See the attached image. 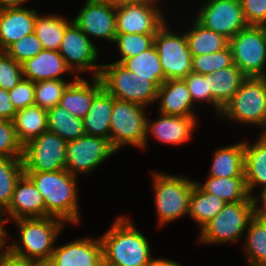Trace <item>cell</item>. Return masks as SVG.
Listing matches in <instances>:
<instances>
[{
	"label": "cell",
	"mask_w": 266,
	"mask_h": 266,
	"mask_svg": "<svg viewBox=\"0 0 266 266\" xmlns=\"http://www.w3.org/2000/svg\"><path fill=\"white\" fill-rule=\"evenodd\" d=\"M92 39H89L81 29L72 22L62 38L59 54L75 77L84 72H92V77H99L102 64H96L99 50ZM79 73V74H78Z\"/></svg>",
	"instance_id": "4fadbf2b"
},
{
	"label": "cell",
	"mask_w": 266,
	"mask_h": 266,
	"mask_svg": "<svg viewBox=\"0 0 266 266\" xmlns=\"http://www.w3.org/2000/svg\"><path fill=\"white\" fill-rule=\"evenodd\" d=\"M204 3L194 18L205 28L230 40L248 26L240 0H208Z\"/></svg>",
	"instance_id": "5bb4252c"
},
{
	"label": "cell",
	"mask_w": 266,
	"mask_h": 266,
	"mask_svg": "<svg viewBox=\"0 0 266 266\" xmlns=\"http://www.w3.org/2000/svg\"><path fill=\"white\" fill-rule=\"evenodd\" d=\"M17 110L12 104L9 93L0 87V119L12 121Z\"/></svg>",
	"instance_id": "bcb514c9"
},
{
	"label": "cell",
	"mask_w": 266,
	"mask_h": 266,
	"mask_svg": "<svg viewBox=\"0 0 266 266\" xmlns=\"http://www.w3.org/2000/svg\"><path fill=\"white\" fill-rule=\"evenodd\" d=\"M151 266H183V265L170 259L158 257V259Z\"/></svg>",
	"instance_id": "816d5d0a"
},
{
	"label": "cell",
	"mask_w": 266,
	"mask_h": 266,
	"mask_svg": "<svg viewBox=\"0 0 266 266\" xmlns=\"http://www.w3.org/2000/svg\"><path fill=\"white\" fill-rule=\"evenodd\" d=\"M42 50L41 41L33 32L12 44L5 52L16 62L22 64L26 60L36 56Z\"/></svg>",
	"instance_id": "60d3db41"
},
{
	"label": "cell",
	"mask_w": 266,
	"mask_h": 266,
	"mask_svg": "<svg viewBox=\"0 0 266 266\" xmlns=\"http://www.w3.org/2000/svg\"><path fill=\"white\" fill-rule=\"evenodd\" d=\"M146 126V106L113 97L109 140L117 151L127 145L143 149Z\"/></svg>",
	"instance_id": "ba28073f"
},
{
	"label": "cell",
	"mask_w": 266,
	"mask_h": 266,
	"mask_svg": "<svg viewBox=\"0 0 266 266\" xmlns=\"http://www.w3.org/2000/svg\"><path fill=\"white\" fill-rule=\"evenodd\" d=\"M252 217L253 205L250 196L242 202L226 203L213 219L199 229L197 242L204 245L237 242L244 235Z\"/></svg>",
	"instance_id": "52a82bcc"
},
{
	"label": "cell",
	"mask_w": 266,
	"mask_h": 266,
	"mask_svg": "<svg viewBox=\"0 0 266 266\" xmlns=\"http://www.w3.org/2000/svg\"><path fill=\"white\" fill-rule=\"evenodd\" d=\"M247 76L233 63L231 66L208 74V85L212 94V107L220 115Z\"/></svg>",
	"instance_id": "cb8c5ba5"
},
{
	"label": "cell",
	"mask_w": 266,
	"mask_h": 266,
	"mask_svg": "<svg viewBox=\"0 0 266 266\" xmlns=\"http://www.w3.org/2000/svg\"><path fill=\"white\" fill-rule=\"evenodd\" d=\"M158 119L149 121L147 118L145 147L148 138L168 145H182L192 139V132L197 127L198 116H174L158 113Z\"/></svg>",
	"instance_id": "ac0fdd59"
},
{
	"label": "cell",
	"mask_w": 266,
	"mask_h": 266,
	"mask_svg": "<svg viewBox=\"0 0 266 266\" xmlns=\"http://www.w3.org/2000/svg\"><path fill=\"white\" fill-rule=\"evenodd\" d=\"M248 25L266 26V0H240Z\"/></svg>",
	"instance_id": "f6af8a7d"
},
{
	"label": "cell",
	"mask_w": 266,
	"mask_h": 266,
	"mask_svg": "<svg viewBox=\"0 0 266 266\" xmlns=\"http://www.w3.org/2000/svg\"><path fill=\"white\" fill-rule=\"evenodd\" d=\"M24 173L22 158H0V208L6 210L15 184Z\"/></svg>",
	"instance_id": "d590c367"
},
{
	"label": "cell",
	"mask_w": 266,
	"mask_h": 266,
	"mask_svg": "<svg viewBox=\"0 0 266 266\" xmlns=\"http://www.w3.org/2000/svg\"><path fill=\"white\" fill-rule=\"evenodd\" d=\"M233 63L247 77H266V26L248 25L229 40Z\"/></svg>",
	"instance_id": "9c48e42d"
},
{
	"label": "cell",
	"mask_w": 266,
	"mask_h": 266,
	"mask_svg": "<svg viewBox=\"0 0 266 266\" xmlns=\"http://www.w3.org/2000/svg\"><path fill=\"white\" fill-rule=\"evenodd\" d=\"M5 214V210L0 208V251L6 250V248H8V246L5 247V245L7 244V237H10L9 233L6 232V228H4L5 224L9 222ZM2 215H5V217L3 218Z\"/></svg>",
	"instance_id": "681fc988"
},
{
	"label": "cell",
	"mask_w": 266,
	"mask_h": 266,
	"mask_svg": "<svg viewBox=\"0 0 266 266\" xmlns=\"http://www.w3.org/2000/svg\"><path fill=\"white\" fill-rule=\"evenodd\" d=\"M167 24L166 22L154 37V46L164 71V82L183 79L192 73L193 60L185 32L174 33Z\"/></svg>",
	"instance_id": "30bf717a"
},
{
	"label": "cell",
	"mask_w": 266,
	"mask_h": 266,
	"mask_svg": "<svg viewBox=\"0 0 266 266\" xmlns=\"http://www.w3.org/2000/svg\"><path fill=\"white\" fill-rule=\"evenodd\" d=\"M42 194L46 217L53 216L72 225L80 219L77 178L66 169L57 171H24Z\"/></svg>",
	"instance_id": "7a4b0ae2"
},
{
	"label": "cell",
	"mask_w": 266,
	"mask_h": 266,
	"mask_svg": "<svg viewBox=\"0 0 266 266\" xmlns=\"http://www.w3.org/2000/svg\"><path fill=\"white\" fill-rule=\"evenodd\" d=\"M208 176L244 177V141L214 151Z\"/></svg>",
	"instance_id": "4316f807"
},
{
	"label": "cell",
	"mask_w": 266,
	"mask_h": 266,
	"mask_svg": "<svg viewBox=\"0 0 266 266\" xmlns=\"http://www.w3.org/2000/svg\"><path fill=\"white\" fill-rule=\"evenodd\" d=\"M67 142L46 131L23 146L24 171H57L66 168Z\"/></svg>",
	"instance_id": "8fae6325"
},
{
	"label": "cell",
	"mask_w": 266,
	"mask_h": 266,
	"mask_svg": "<svg viewBox=\"0 0 266 266\" xmlns=\"http://www.w3.org/2000/svg\"><path fill=\"white\" fill-rule=\"evenodd\" d=\"M190 92L193 103L208 102L212 105V94L208 85V74L189 73L183 78Z\"/></svg>",
	"instance_id": "ee69618b"
},
{
	"label": "cell",
	"mask_w": 266,
	"mask_h": 266,
	"mask_svg": "<svg viewBox=\"0 0 266 266\" xmlns=\"http://www.w3.org/2000/svg\"><path fill=\"white\" fill-rule=\"evenodd\" d=\"M8 93L16 110L24 109L35 104V82L29 79L22 78Z\"/></svg>",
	"instance_id": "7bdbcfd3"
},
{
	"label": "cell",
	"mask_w": 266,
	"mask_h": 266,
	"mask_svg": "<svg viewBox=\"0 0 266 266\" xmlns=\"http://www.w3.org/2000/svg\"><path fill=\"white\" fill-rule=\"evenodd\" d=\"M37 10L26 7L0 9V44L6 51L22 37L34 32Z\"/></svg>",
	"instance_id": "ffe728a7"
},
{
	"label": "cell",
	"mask_w": 266,
	"mask_h": 266,
	"mask_svg": "<svg viewBox=\"0 0 266 266\" xmlns=\"http://www.w3.org/2000/svg\"><path fill=\"white\" fill-rule=\"evenodd\" d=\"M99 78L103 89L117 100L134 102L146 107L156 102L158 88L119 62L102 64Z\"/></svg>",
	"instance_id": "8992f818"
},
{
	"label": "cell",
	"mask_w": 266,
	"mask_h": 266,
	"mask_svg": "<svg viewBox=\"0 0 266 266\" xmlns=\"http://www.w3.org/2000/svg\"><path fill=\"white\" fill-rule=\"evenodd\" d=\"M92 82L83 77H75L64 90L59 104L71 115L84 118L88 113L92 100L103 89L99 77H92Z\"/></svg>",
	"instance_id": "7402d4cb"
},
{
	"label": "cell",
	"mask_w": 266,
	"mask_h": 266,
	"mask_svg": "<svg viewBox=\"0 0 266 266\" xmlns=\"http://www.w3.org/2000/svg\"><path fill=\"white\" fill-rule=\"evenodd\" d=\"M0 266H37L35 263L12 254L8 249L0 251Z\"/></svg>",
	"instance_id": "7dc6e473"
},
{
	"label": "cell",
	"mask_w": 266,
	"mask_h": 266,
	"mask_svg": "<svg viewBox=\"0 0 266 266\" xmlns=\"http://www.w3.org/2000/svg\"><path fill=\"white\" fill-rule=\"evenodd\" d=\"M98 266H111V265H108V264H106V263H104V262L102 261Z\"/></svg>",
	"instance_id": "9f6ffc18"
},
{
	"label": "cell",
	"mask_w": 266,
	"mask_h": 266,
	"mask_svg": "<svg viewBox=\"0 0 266 266\" xmlns=\"http://www.w3.org/2000/svg\"><path fill=\"white\" fill-rule=\"evenodd\" d=\"M19 232V242L8 244V250L36 265H46L53 254L55 243L65 222L59 218L33 217L13 220Z\"/></svg>",
	"instance_id": "3957f363"
},
{
	"label": "cell",
	"mask_w": 266,
	"mask_h": 266,
	"mask_svg": "<svg viewBox=\"0 0 266 266\" xmlns=\"http://www.w3.org/2000/svg\"><path fill=\"white\" fill-rule=\"evenodd\" d=\"M30 0H0V9L24 7V4Z\"/></svg>",
	"instance_id": "f907efd6"
},
{
	"label": "cell",
	"mask_w": 266,
	"mask_h": 266,
	"mask_svg": "<svg viewBox=\"0 0 266 266\" xmlns=\"http://www.w3.org/2000/svg\"><path fill=\"white\" fill-rule=\"evenodd\" d=\"M23 78L22 66L6 52L0 57V87L12 90Z\"/></svg>",
	"instance_id": "b9f144b4"
},
{
	"label": "cell",
	"mask_w": 266,
	"mask_h": 266,
	"mask_svg": "<svg viewBox=\"0 0 266 266\" xmlns=\"http://www.w3.org/2000/svg\"><path fill=\"white\" fill-rule=\"evenodd\" d=\"M243 247L248 266H266V221L252 217Z\"/></svg>",
	"instance_id": "e575fe53"
},
{
	"label": "cell",
	"mask_w": 266,
	"mask_h": 266,
	"mask_svg": "<svg viewBox=\"0 0 266 266\" xmlns=\"http://www.w3.org/2000/svg\"><path fill=\"white\" fill-rule=\"evenodd\" d=\"M207 179L204 183L197 181L195 183L204 192L216 195L226 203L242 202L249 197L245 177L207 176Z\"/></svg>",
	"instance_id": "f546056e"
},
{
	"label": "cell",
	"mask_w": 266,
	"mask_h": 266,
	"mask_svg": "<svg viewBox=\"0 0 266 266\" xmlns=\"http://www.w3.org/2000/svg\"><path fill=\"white\" fill-rule=\"evenodd\" d=\"M158 113L195 116L193 100L183 79L166 80L157 90Z\"/></svg>",
	"instance_id": "44dd1931"
},
{
	"label": "cell",
	"mask_w": 266,
	"mask_h": 266,
	"mask_svg": "<svg viewBox=\"0 0 266 266\" xmlns=\"http://www.w3.org/2000/svg\"><path fill=\"white\" fill-rule=\"evenodd\" d=\"M72 22L59 14H47L46 16L44 14L42 16L37 13L34 33L41 41L43 49L59 51L66 28Z\"/></svg>",
	"instance_id": "1f68e13d"
},
{
	"label": "cell",
	"mask_w": 266,
	"mask_h": 266,
	"mask_svg": "<svg viewBox=\"0 0 266 266\" xmlns=\"http://www.w3.org/2000/svg\"><path fill=\"white\" fill-rule=\"evenodd\" d=\"M116 152L110 140L85 134L67 142L65 169L76 177L89 174Z\"/></svg>",
	"instance_id": "7c38bea8"
},
{
	"label": "cell",
	"mask_w": 266,
	"mask_h": 266,
	"mask_svg": "<svg viewBox=\"0 0 266 266\" xmlns=\"http://www.w3.org/2000/svg\"><path fill=\"white\" fill-rule=\"evenodd\" d=\"M244 177L249 196L258 185L266 190V134H260L253 144L244 141Z\"/></svg>",
	"instance_id": "d4e9b609"
},
{
	"label": "cell",
	"mask_w": 266,
	"mask_h": 266,
	"mask_svg": "<svg viewBox=\"0 0 266 266\" xmlns=\"http://www.w3.org/2000/svg\"><path fill=\"white\" fill-rule=\"evenodd\" d=\"M5 212L9 222L20 218L46 217L42 194L26 174L23 173L17 180Z\"/></svg>",
	"instance_id": "d6986e66"
},
{
	"label": "cell",
	"mask_w": 266,
	"mask_h": 266,
	"mask_svg": "<svg viewBox=\"0 0 266 266\" xmlns=\"http://www.w3.org/2000/svg\"><path fill=\"white\" fill-rule=\"evenodd\" d=\"M131 1L151 3V4H159L161 0H130V2Z\"/></svg>",
	"instance_id": "db71d44e"
},
{
	"label": "cell",
	"mask_w": 266,
	"mask_h": 266,
	"mask_svg": "<svg viewBox=\"0 0 266 266\" xmlns=\"http://www.w3.org/2000/svg\"><path fill=\"white\" fill-rule=\"evenodd\" d=\"M113 96L102 89L92 100L90 109L83 118L86 135L110 138V122Z\"/></svg>",
	"instance_id": "484cf974"
},
{
	"label": "cell",
	"mask_w": 266,
	"mask_h": 266,
	"mask_svg": "<svg viewBox=\"0 0 266 266\" xmlns=\"http://www.w3.org/2000/svg\"><path fill=\"white\" fill-rule=\"evenodd\" d=\"M250 197L253 205V217L266 221V190H262L258 198L255 195Z\"/></svg>",
	"instance_id": "c3c4849f"
},
{
	"label": "cell",
	"mask_w": 266,
	"mask_h": 266,
	"mask_svg": "<svg viewBox=\"0 0 266 266\" xmlns=\"http://www.w3.org/2000/svg\"><path fill=\"white\" fill-rule=\"evenodd\" d=\"M72 20L90 39L102 38L114 42L116 32V6L100 0H86Z\"/></svg>",
	"instance_id": "2e32d148"
},
{
	"label": "cell",
	"mask_w": 266,
	"mask_h": 266,
	"mask_svg": "<svg viewBox=\"0 0 266 266\" xmlns=\"http://www.w3.org/2000/svg\"><path fill=\"white\" fill-rule=\"evenodd\" d=\"M100 1L106 2V3L114 5V6L130 2V0H100Z\"/></svg>",
	"instance_id": "f5cc1de1"
},
{
	"label": "cell",
	"mask_w": 266,
	"mask_h": 266,
	"mask_svg": "<svg viewBox=\"0 0 266 266\" xmlns=\"http://www.w3.org/2000/svg\"><path fill=\"white\" fill-rule=\"evenodd\" d=\"M5 53L4 48L0 44V57Z\"/></svg>",
	"instance_id": "11a10c76"
},
{
	"label": "cell",
	"mask_w": 266,
	"mask_h": 266,
	"mask_svg": "<svg viewBox=\"0 0 266 266\" xmlns=\"http://www.w3.org/2000/svg\"><path fill=\"white\" fill-rule=\"evenodd\" d=\"M47 131L57 134L66 142L85 135L83 119L71 115L60 105L47 110Z\"/></svg>",
	"instance_id": "836d02e7"
},
{
	"label": "cell",
	"mask_w": 266,
	"mask_h": 266,
	"mask_svg": "<svg viewBox=\"0 0 266 266\" xmlns=\"http://www.w3.org/2000/svg\"><path fill=\"white\" fill-rule=\"evenodd\" d=\"M156 34H124L117 33L114 42L121 58L116 61L121 63L124 59L139 55L154 44Z\"/></svg>",
	"instance_id": "8d00e7d4"
},
{
	"label": "cell",
	"mask_w": 266,
	"mask_h": 266,
	"mask_svg": "<svg viewBox=\"0 0 266 266\" xmlns=\"http://www.w3.org/2000/svg\"><path fill=\"white\" fill-rule=\"evenodd\" d=\"M219 116L241 125L259 126L266 134V77H247Z\"/></svg>",
	"instance_id": "5b68a950"
},
{
	"label": "cell",
	"mask_w": 266,
	"mask_h": 266,
	"mask_svg": "<svg viewBox=\"0 0 266 266\" xmlns=\"http://www.w3.org/2000/svg\"><path fill=\"white\" fill-rule=\"evenodd\" d=\"M188 28L185 34L192 56L212 54L229 46L228 38L205 28L196 19Z\"/></svg>",
	"instance_id": "f1b7e54d"
},
{
	"label": "cell",
	"mask_w": 266,
	"mask_h": 266,
	"mask_svg": "<svg viewBox=\"0 0 266 266\" xmlns=\"http://www.w3.org/2000/svg\"><path fill=\"white\" fill-rule=\"evenodd\" d=\"M158 4L131 1L116 6V32L156 34L167 22Z\"/></svg>",
	"instance_id": "9a60e30c"
},
{
	"label": "cell",
	"mask_w": 266,
	"mask_h": 266,
	"mask_svg": "<svg viewBox=\"0 0 266 266\" xmlns=\"http://www.w3.org/2000/svg\"><path fill=\"white\" fill-rule=\"evenodd\" d=\"M232 64V53L228 46L227 48L212 54L193 56L192 72L195 74L207 75L231 66Z\"/></svg>",
	"instance_id": "f35d334b"
},
{
	"label": "cell",
	"mask_w": 266,
	"mask_h": 266,
	"mask_svg": "<svg viewBox=\"0 0 266 266\" xmlns=\"http://www.w3.org/2000/svg\"><path fill=\"white\" fill-rule=\"evenodd\" d=\"M23 146L18 141L12 121L0 119V158H22Z\"/></svg>",
	"instance_id": "ab89813d"
},
{
	"label": "cell",
	"mask_w": 266,
	"mask_h": 266,
	"mask_svg": "<svg viewBox=\"0 0 266 266\" xmlns=\"http://www.w3.org/2000/svg\"><path fill=\"white\" fill-rule=\"evenodd\" d=\"M13 126L22 146L47 131V110L33 105L17 110Z\"/></svg>",
	"instance_id": "83f0119b"
},
{
	"label": "cell",
	"mask_w": 266,
	"mask_h": 266,
	"mask_svg": "<svg viewBox=\"0 0 266 266\" xmlns=\"http://www.w3.org/2000/svg\"><path fill=\"white\" fill-rule=\"evenodd\" d=\"M70 82L50 79L35 82V104L43 109H50L59 104L62 94Z\"/></svg>",
	"instance_id": "74e56055"
},
{
	"label": "cell",
	"mask_w": 266,
	"mask_h": 266,
	"mask_svg": "<svg viewBox=\"0 0 266 266\" xmlns=\"http://www.w3.org/2000/svg\"><path fill=\"white\" fill-rule=\"evenodd\" d=\"M100 237L103 262L111 266H151L158 258H152L149 240L133 224L131 219L119 216Z\"/></svg>",
	"instance_id": "6da1fadb"
},
{
	"label": "cell",
	"mask_w": 266,
	"mask_h": 266,
	"mask_svg": "<svg viewBox=\"0 0 266 266\" xmlns=\"http://www.w3.org/2000/svg\"><path fill=\"white\" fill-rule=\"evenodd\" d=\"M23 78L32 82L57 79L65 80V73L74 74L59 51L43 49L36 56L21 64ZM63 75V76H62Z\"/></svg>",
	"instance_id": "603a6c76"
},
{
	"label": "cell",
	"mask_w": 266,
	"mask_h": 266,
	"mask_svg": "<svg viewBox=\"0 0 266 266\" xmlns=\"http://www.w3.org/2000/svg\"><path fill=\"white\" fill-rule=\"evenodd\" d=\"M157 224L161 228L172 221L188 216L191 191L196 181L182 175L151 172Z\"/></svg>",
	"instance_id": "277c9868"
},
{
	"label": "cell",
	"mask_w": 266,
	"mask_h": 266,
	"mask_svg": "<svg viewBox=\"0 0 266 266\" xmlns=\"http://www.w3.org/2000/svg\"><path fill=\"white\" fill-rule=\"evenodd\" d=\"M225 204V201L216 195L204 192L195 183L189 200L188 215L201 229L223 209Z\"/></svg>",
	"instance_id": "d6a6232c"
},
{
	"label": "cell",
	"mask_w": 266,
	"mask_h": 266,
	"mask_svg": "<svg viewBox=\"0 0 266 266\" xmlns=\"http://www.w3.org/2000/svg\"><path fill=\"white\" fill-rule=\"evenodd\" d=\"M121 64L138 77L148 79L157 88L164 82V71L154 44L139 55L124 59Z\"/></svg>",
	"instance_id": "4dcf8cb0"
},
{
	"label": "cell",
	"mask_w": 266,
	"mask_h": 266,
	"mask_svg": "<svg viewBox=\"0 0 266 266\" xmlns=\"http://www.w3.org/2000/svg\"><path fill=\"white\" fill-rule=\"evenodd\" d=\"M103 261L102 244L98 238H81L55 246L47 266H98Z\"/></svg>",
	"instance_id": "e0dca14e"
}]
</instances>
